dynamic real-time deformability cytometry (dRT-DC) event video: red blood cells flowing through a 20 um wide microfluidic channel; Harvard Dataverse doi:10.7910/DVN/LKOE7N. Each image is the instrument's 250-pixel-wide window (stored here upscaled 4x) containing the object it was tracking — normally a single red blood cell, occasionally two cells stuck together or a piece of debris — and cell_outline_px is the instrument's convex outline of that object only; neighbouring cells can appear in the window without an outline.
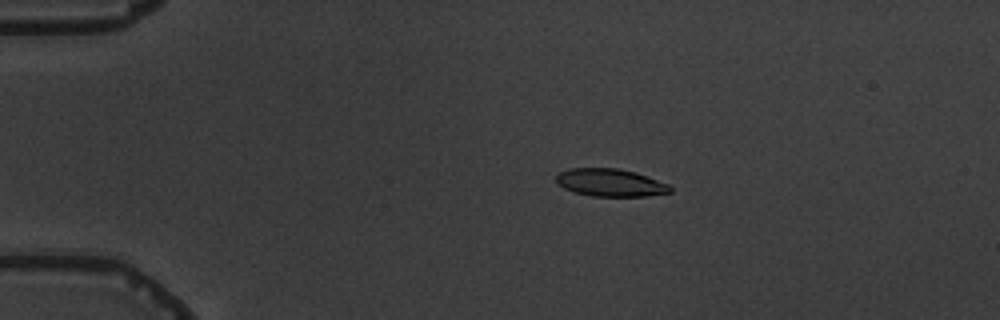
{"species": "common noctule bat (a hibernating species)", "species_latin": "Nyctalus noctula", "temperature_condition": "warm", "stored_images_in_passage": 7, "camera_frame_rate_fps": 3000, "um_per_image_px": 0.085, "animal": {"sex": "male", "body_mass_g": 19.5, "forearm_length_mm": 54.6}, "frame": {"image": 1, "passage_image": 4, "time_ms": 3.333, "image_size_px": [1000, 320], "cell_outline_px": [[672, 192], [648, 196], [592, 196], [576, 192], [564, 188], [556, 184], [556, 176], [560, 172], [568, 168], [616, 168], [636, 172], [668, 184], [672, 188]], "centroid_in_image_um": [51.87, 15.52], "position_along_channel_um": 33.1, "area_um2": 18.38}}
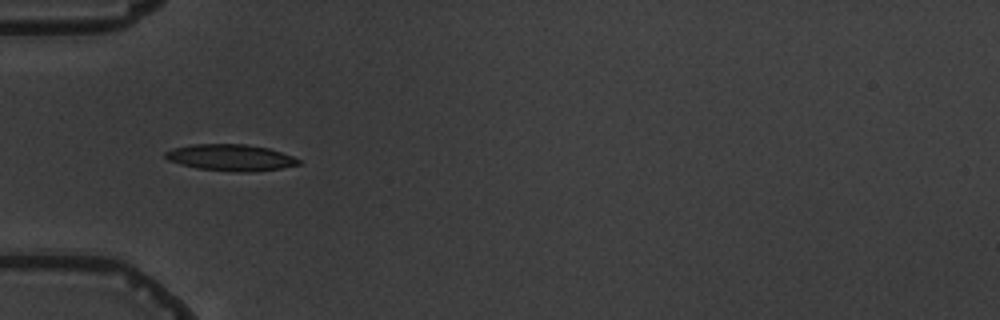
{"frame": {"image": 2, "passage_image": 6, "time_ms": 5.667, "image_size_px": [1000, 320], "cell_outline_px": [[300, 164], [280, 168], [248, 172], [240, 172], [196, 168], [180, 164], [168, 160], [164, 156], [164, 152], [172, 148], [192, 144], [244, 144], [268, 148], [292, 156], [300, 160]], "centroid_in_image_um": [19.55, 13.39], "position_along_channel_um": 65.4, "area_um2": 20.4}}
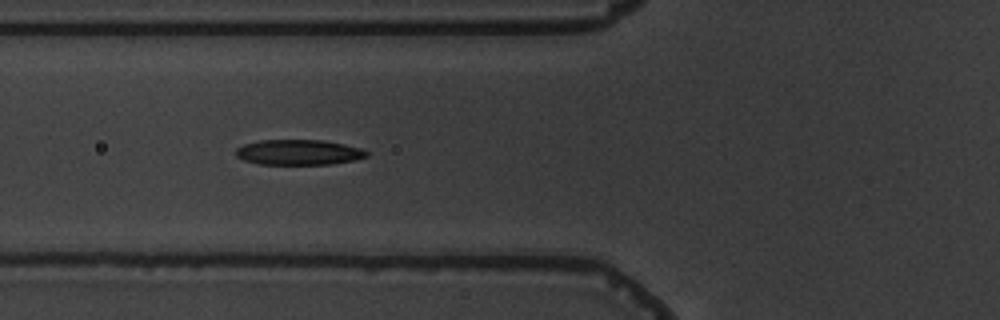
{"frame": {"image": 3, "passage_image": 7, "time_ms": 6.667, "image_size_px": [1000, 320], "cell_outline_px": [[368, 156], [352, 160], [332, 164], [260, 164], [244, 160], [236, 156], [236, 148], [244, 144], [260, 140], [324, 140], [344, 144], [360, 148], [368, 152]], "centroid_in_image_um": [25.37, 12.94], "position_along_channel_um": 100.4, "area_um2": 19.19}}